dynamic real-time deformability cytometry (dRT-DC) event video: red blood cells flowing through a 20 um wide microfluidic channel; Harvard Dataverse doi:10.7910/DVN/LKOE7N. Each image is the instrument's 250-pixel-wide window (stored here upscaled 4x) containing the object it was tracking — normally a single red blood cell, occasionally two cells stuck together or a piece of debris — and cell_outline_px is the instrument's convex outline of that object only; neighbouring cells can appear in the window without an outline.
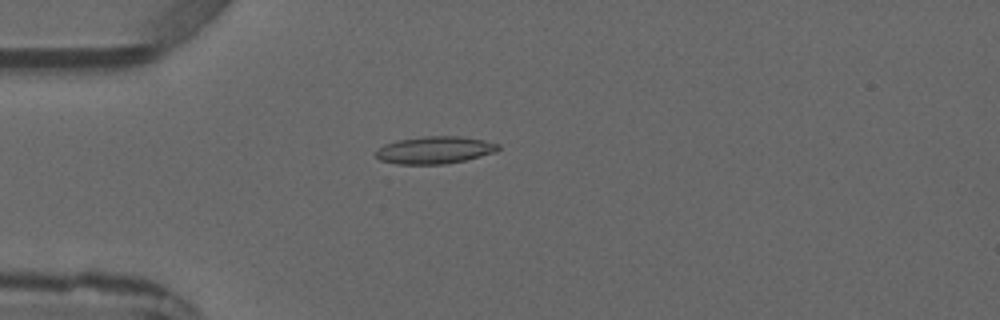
{"species": "common noctule bat (a hibernating species)", "species_latin": "Nyctalus noctula", "temperature_condition": "warm", "stored_images_in_passage": 5, "camera_frame_rate_fps": 3000, "um_per_image_px": 0.085, "animal": {"sex": "male", "forearm_length_mm": 52.5}, "frame": {"image": 1, "passage_image": 4, "time_ms": 3.667, "image_size_px": [1000, 320], "cell_outline_px": [[500, 148], [496, 152], [464, 160], [444, 164], [396, 164], [380, 160], [376, 156], [376, 152], [384, 144], [400, 140], [424, 136], [460, 136], [484, 140], [500, 144]], "centroid_in_image_um": [36.98, 12.75], "position_along_channel_um": 48.0, "area_um2": 19.36}}